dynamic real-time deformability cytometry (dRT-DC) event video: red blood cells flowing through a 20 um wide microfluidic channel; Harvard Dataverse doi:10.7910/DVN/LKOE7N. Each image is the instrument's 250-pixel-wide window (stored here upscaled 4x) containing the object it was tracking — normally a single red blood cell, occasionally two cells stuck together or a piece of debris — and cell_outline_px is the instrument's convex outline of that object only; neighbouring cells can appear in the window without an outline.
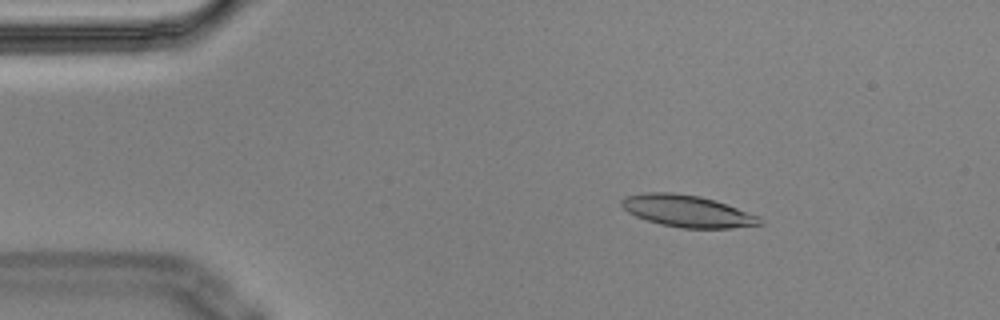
{"species": "Egyptian fruit bat (a non-hibernating species)", "species_latin": "Rousettus aegyptiacus", "temperature_condition": "cold", "stored_images_in_passage": 4, "camera_frame_rate_fps": 3000, "um_per_image_px": 0.085, "animal": {"sex": "male"}, "frame": {"image": 1, "passage_image": 2, "time_ms": 0.333, "image_size_px": [1000, 320], "cell_outline_px": [[764, 224], [732, 228], [680, 228], [660, 224], [636, 216], [628, 212], [620, 204], [620, 200], [624, 196], [644, 192], [672, 192], [700, 196], [716, 200], [760, 216]], "centroid_in_image_um": [58.43, 17.93], "position_along_channel_um": 26.6, "area_um2": 25.89}}
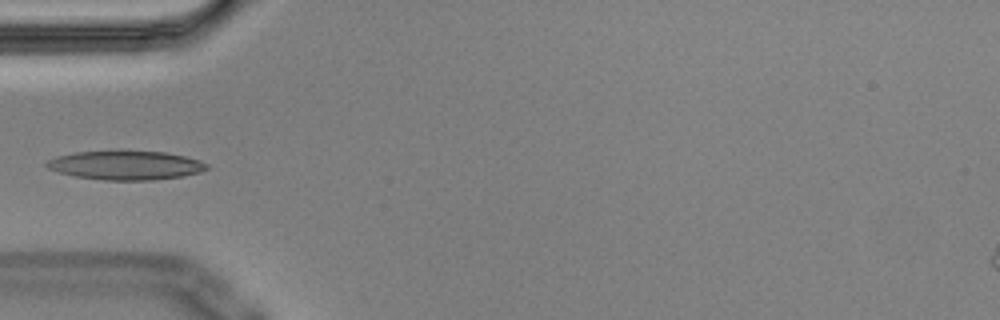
{"frame": {"image": 2, "passage_image": 4, "time_ms": 1.0, "image_size_px": [1000, 320], "cell_outline_px": [[208, 168], [200, 172], [184, 176], [152, 180], [104, 180], [76, 176], [60, 172], [48, 168], [44, 164], [48, 160], [56, 156], [76, 152], [164, 152], [184, 156], [200, 160], [208, 164]], "centroid_in_image_um": [10.71, 14.06], "position_along_channel_um": 74.3, "area_um2": 26.59}}